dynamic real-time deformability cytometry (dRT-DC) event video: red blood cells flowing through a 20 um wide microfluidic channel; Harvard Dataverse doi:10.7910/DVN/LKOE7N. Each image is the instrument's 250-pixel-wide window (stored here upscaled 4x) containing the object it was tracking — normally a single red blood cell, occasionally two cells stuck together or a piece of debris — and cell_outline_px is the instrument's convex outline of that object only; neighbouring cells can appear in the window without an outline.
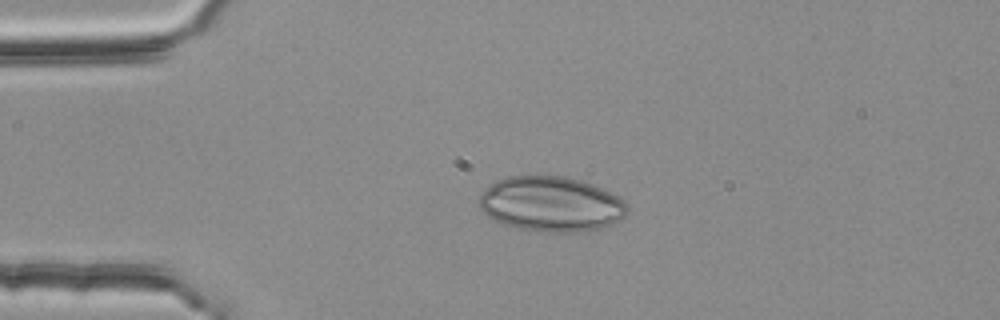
{"species": "common noctule bat (a hibernating species)", "species_latin": "Nyctalus noctula", "temperature_condition": "room temperature", "stored_images_in_passage": 40, "camera_frame_rate_fps": 3000, "um_per_image_px": 0.085, "animal": {"sex": "female", "body_mass_g": 25.1}, "frame": {"image": 1, "passage_image": 1, "time_ms": 0.0, "image_size_px": [1000, 320], "cell_outline_px": [[628, 208], [624, 216], [620, 220], [600, 228], [584, 232], [548, 232], [520, 228], [504, 224], [488, 216], [480, 208], [480, 196], [496, 180], [508, 176], [564, 176], [580, 180], [592, 184], [620, 196], [628, 204]], "centroid_in_image_um": [46.89, 17.34], "position_along_channel_um": 38.1, "area_um2": 47.34}}
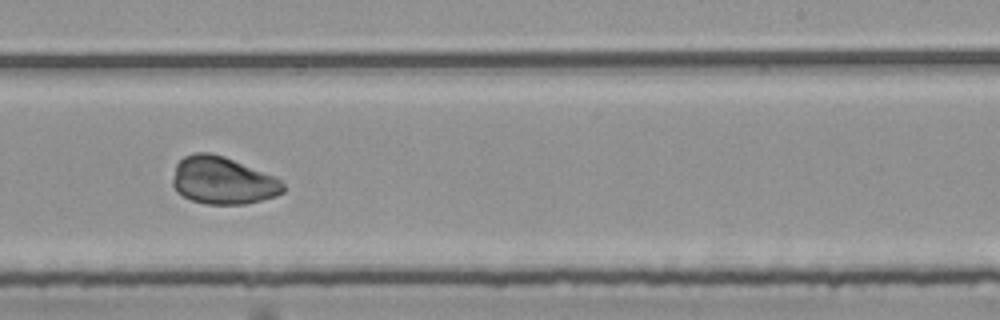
{"frame": {"image": 2, "passage_image": 22, "time_ms": 7.0, "image_size_px": [1000, 320], "cell_outline_px": [[284, 192], [276, 196], [244, 204], [208, 204], [192, 200], [176, 192], [172, 184], [172, 180], [176, 164], [184, 156], [192, 152], [208, 152], [224, 156], [276, 176], [284, 184]], "centroid_in_image_um": [18.93, 15.33], "position_along_channel_um": 270.1, "area_um2": 30.69}}
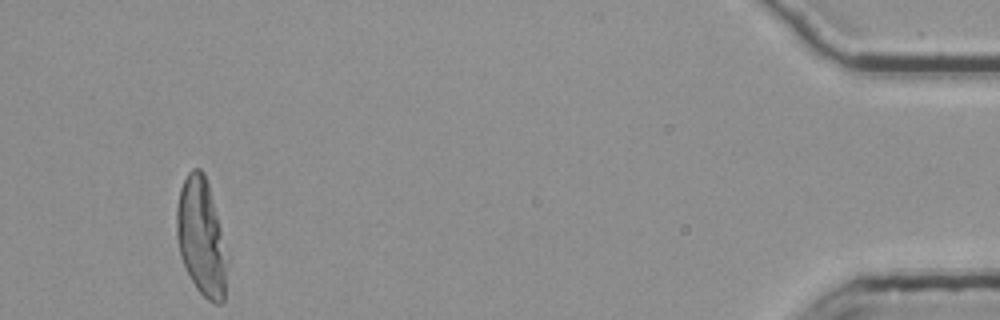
{"frame": {"image": 3, "passage_image": 40, "time_ms": 13.0, "image_size_px": [1000, 320], "cell_outline_px": [[224, 300], [220, 304], [216, 304], [208, 300], [196, 288], [180, 256], [176, 236], [176, 208], [180, 188], [188, 172], [192, 168], [200, 168], [204, 172], [208, 184], [220, 228], [224, 268]], "centroid_in_image_um": [17.03, 20.09], "position_along_channel_um": 418.2, "area_um2": 33.18}}